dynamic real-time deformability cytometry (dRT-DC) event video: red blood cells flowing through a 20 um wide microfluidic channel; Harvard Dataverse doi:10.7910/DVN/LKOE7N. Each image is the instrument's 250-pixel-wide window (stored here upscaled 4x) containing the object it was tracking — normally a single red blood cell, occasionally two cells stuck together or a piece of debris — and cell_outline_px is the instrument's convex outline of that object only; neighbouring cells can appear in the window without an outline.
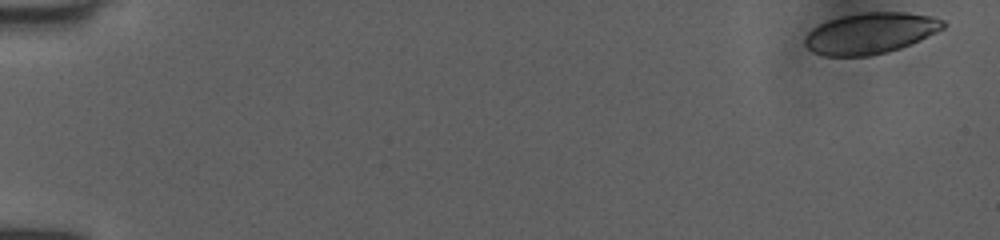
{"species": "human", "species_latin": "Homo sapiens", "temperature_condition": "room temperature", "stored_images_in_passage": 51, "camera_frame_rate_fps": 3000, "um_per_image_px": 0.085, "donor": {"sex": "female"}, "frame": {"image": 1, "passage_image": 1, "time_ms": 0.0, "image_size_px": [1000, 240], "cell_outline_px": [[948, 24], [944, 28], [920, 40], [900, 48], [888, 52], [868, 56], [824, 56], [812, 52], [804, 44], [804, 36], [812, 28], [828, 20], [844, 16], [864, 12], [904, 12], [932, 16], [944, 20]], "centroid_in_image_um": [73.98, 2.83], "position_along_channel_um": 11.0, "area_um2": 33.18}}
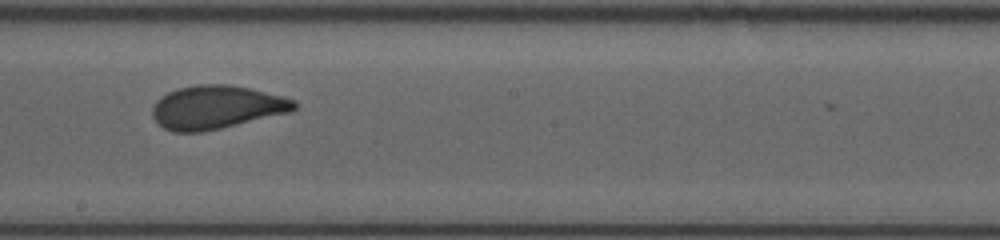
{"frame": {"image": 2, "passage_image": 30, "time_ms": 9.667, "image_size_px": [1000, 240], "cell_outline_px": [[296, 108], [292, 112], [220, 128], [200, 132], [172, 132], [164, 128], [152, 116], [152, 108], [156, 100], [160, 96], [168, 92], [180, 88], [196, 84], [228, 84], [252, 88], [284, 96], [296, 100]], "centroid_in_image_um": [18.42, 9.1], "position_along_channel_um": 229.8, "area_um2": 36.07}}
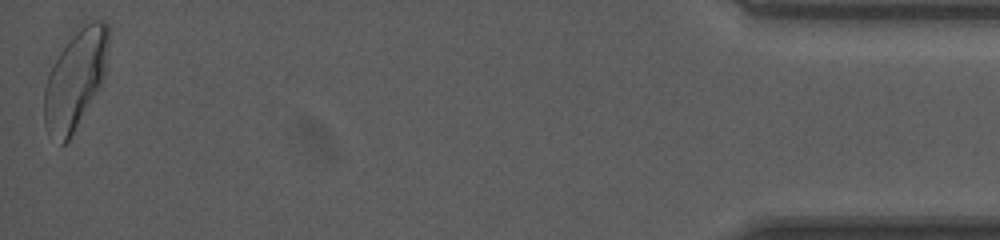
{"frame": {"image": 3, "passage_image": 51, "time_ms": 16.667, "image_size_px": [1000, 240], "cell_outline_px": [[108, 44], [104, 76], [100, 84], [68, 140], [64, 144], [60, 144], [48, 132], [44, 124], [44, 88], [48, 76], [60, 52], [72, 36], [80, 28], [92, 20], [104, 20], [108, 24]], "centroid_in_image_um": [6.39, 6.73], "position_along_channel_um": 428.8, "area_um2": 35.84}, "authors_computed_cell_mechanics": {"area_um2": 35.2002, "velocity_mm_per_s": 4.0203, "shape_relaxation_time_tau1_ms": 4.6988, "shape_relaxation_time_tau2_ms": null, "deformation_change_tau1": 0.158, "deformation_change_tau2": null}}